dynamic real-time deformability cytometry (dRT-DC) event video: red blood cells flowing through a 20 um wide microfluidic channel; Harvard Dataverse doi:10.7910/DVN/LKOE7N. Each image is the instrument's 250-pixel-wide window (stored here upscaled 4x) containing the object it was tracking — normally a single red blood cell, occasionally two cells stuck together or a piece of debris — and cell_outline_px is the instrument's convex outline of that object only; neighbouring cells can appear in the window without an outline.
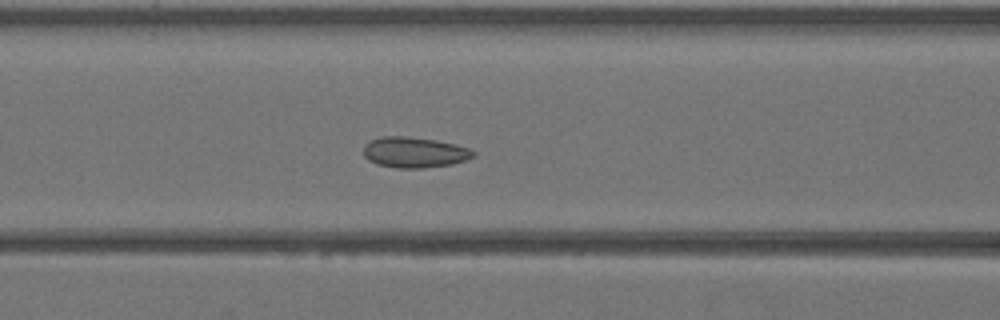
{"species": "Egyptian fruit bat (a non-hibernating species)", "species_latin": "Rousettus aegyptiacus", "temperature_condition": "warm", "stored_images_in_passage": 43, "camera_frame_rate_fps": 3000, "um_per_image_px": 0.085, "animal": {"sex": "female"}, "frame": {"image": 1, "passage_image": 18, "time_ms": 5.667, "image_size_px": [1000, 320], "cell_outline_px": [[476, 156], [452, 164], [424, 168], [396, 168], [376, 164], [368, 160], [364, 156], [364, 144], [368, 140], [380, 136], [404, 136], [436, 140], [456, 144], [468, 148], [476, 152]], "centroid_in_image_um": [35.2, 12.94], "position_along_channel_um": 131.4, "area_um2": 19.83}}
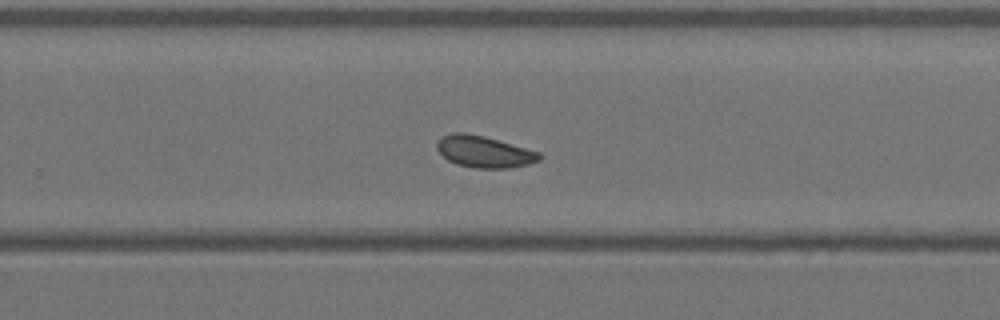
{"frame": {"image": 2, "passage_image": 28, "time_ms": 9.0, "image_size_px": [1000, 320], "cell_outline_px": [[544, 156], [540, 160], [528, 164], [512, 168], [476, 168], [456, 164], [448, 160], [436, 148], [436, 144], [440, 136], [452, 132], [464, 132], [484, 136], [540, 152]], "centroid_in_image_um": [41.15, 12.89], "position_along_channel_um": 288.6, "area_um2": 19.02}}
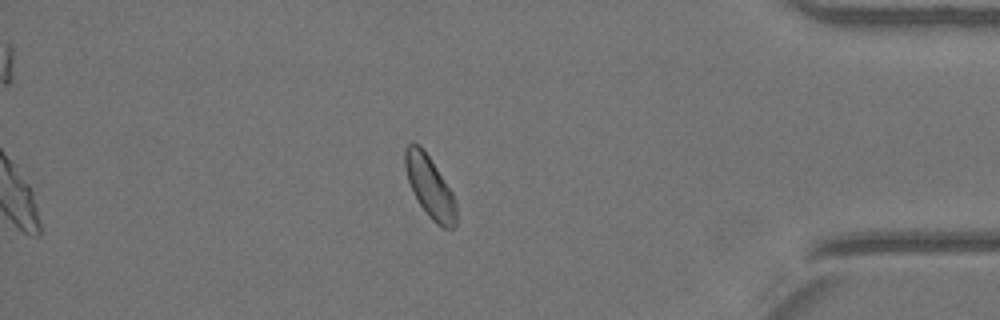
{"frame": {"image": 3, "passage_image": 37, "time_ms": 12.0, "image_size_px": [1000, 320], "cell_outline_px": [[456, 224], [452, 228], [440, 228], [428, 216], [416, 200], [408, 180], [404, 168], [404, 148], [412, 140], [420, 144], [424, 148], [452, 192], [456, 200]], "centroid_in_image_um": [36.51, 15.85], "position_along_channel_um": 398.7, "area_um2": 18.79}}